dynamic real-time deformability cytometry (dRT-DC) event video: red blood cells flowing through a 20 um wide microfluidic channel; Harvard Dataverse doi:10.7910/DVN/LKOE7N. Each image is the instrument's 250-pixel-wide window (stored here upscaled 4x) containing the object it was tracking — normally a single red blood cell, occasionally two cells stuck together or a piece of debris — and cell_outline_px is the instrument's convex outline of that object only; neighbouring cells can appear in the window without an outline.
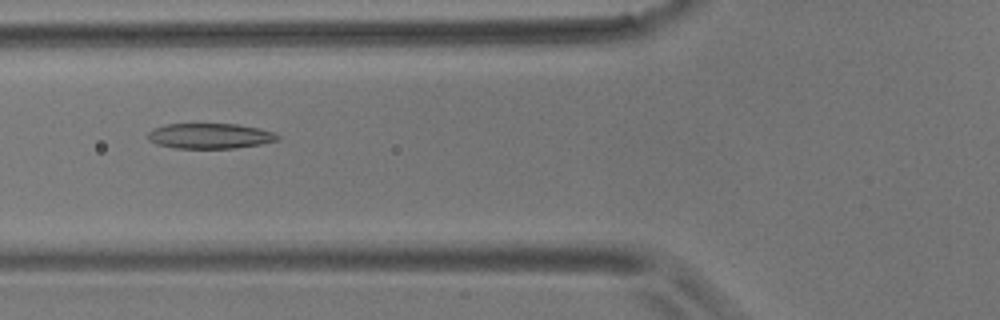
{"species": "common noctule bat (a hibernating species)", "species_latin": "Nyctalus noctula", "temperature_condition": "room temperature", "stored_images_in_passage": 56, "camera_frame_rate_fps": 3000, "um_per_image_px": 0.085, "animal": {"sex": "male", "body_mass_g": 17.9}, "frame": {"image": 1, "passage_image": 21, "time_ms": 6.667, "image_size_px": [1000, 320], "cell_outline_px": [[280, 140], [260, 144], [236, 148], [176, 148], [156, 144], [148, 140], [148, 132], [152, 128], [168, 124], [236, 124], [260, 128], [272, 132], [280, 136]], "centroid_in_image_um": [17.84, 11.55], "position_along_channel_um": 108.0, "area_um2": 19.19}}
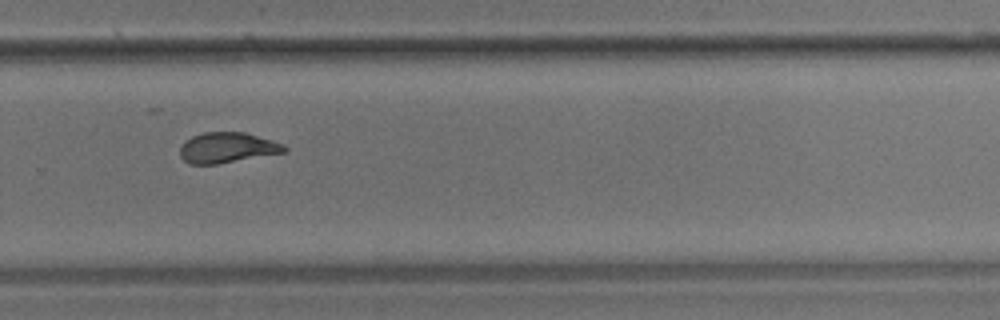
{"frame": {"image": 2, "passage_image": 38, "time_ms": 12.333, "image_size_px": [1000, 320], "cell_outline_px": [[288, 152], [220, 164], [188, 164], [180, 156], [180, 148], [192, 136], [204, 132], [244, 132], [272, 140], [284, 144], [288, 148]], "centroid_in_image_um": [19.37, 12.57], "position_along_channel_um": 310.4, "area_um2": 18.67}}
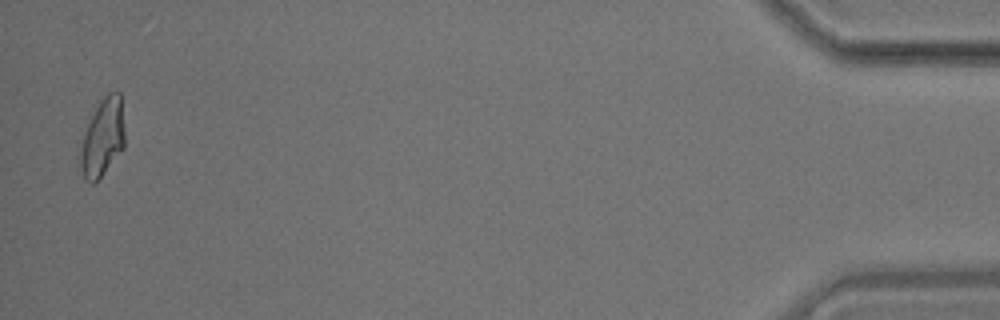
{"frame": {"image": 3, "passage_image": 55, "time_ms": 18.0, "image_size_px": [1000, 320], "cell_outline_px": [[124, 148], [100, 176], [92, 184], [84, 180], [80, 168], [80, 148], [84, 132], [100, 100], [108, 92], [120, 92], [124, 128]], "centroid_in_image_um": [8.72, 11.7], "position_along_channel_um": 426.5, "area_um2": 19.88}, "authors_computed_cell_mechanics": {"area_um2": 19.6231, "velocity_mm_per_s": 3.576, "shape_relaxation_time_tau1_ms": 8.976, "shape_relaxation_time_tau2_ms": 1.406, "deformation_change_tau1": 0.2241, "deformation_change_tau2": 0.0939}}